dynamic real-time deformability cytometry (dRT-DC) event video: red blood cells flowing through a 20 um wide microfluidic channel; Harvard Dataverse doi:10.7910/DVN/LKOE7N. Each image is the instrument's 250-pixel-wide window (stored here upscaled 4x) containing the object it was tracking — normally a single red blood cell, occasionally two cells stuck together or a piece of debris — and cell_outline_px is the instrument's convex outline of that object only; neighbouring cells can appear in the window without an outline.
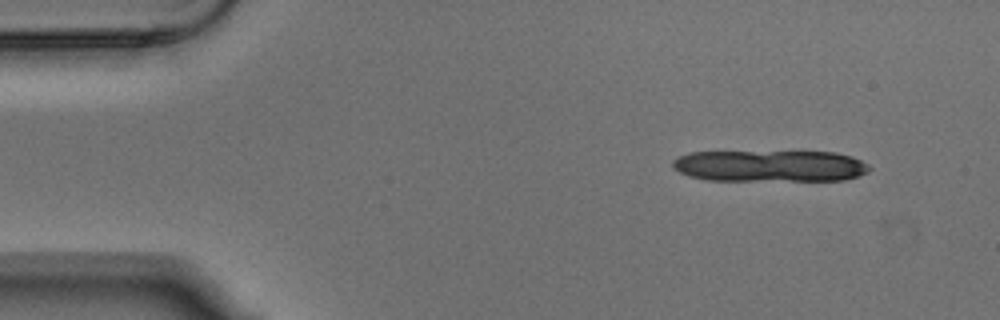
{"species": "Egyptian fruit bat (a non-hibernating species)", "species_latin": "Rousettus aegyptiacus", "temperature_condition": "warm", "stored_images_in_passage": 4, "camera_frame_rate_fps": 3000, "um_per_image_px": 0.085, "animal": {"sex": "male"}, "frame": {"image": 1, "passage_image": 1, "time_ms": 0.0, "image_size_px": [1000, 320], "cell_outline_px": [[872, 168], [868, 172], [860, 176], [844, 180], [708, 180], [688, 176], [672, 168], [672, 160], [676, 156], [688, 152], [836, 152], [852, 156], [868, 164]], "centroid_in_image_um": [65.44, 14.1], "position_along_channel_um": 19.6, "area_um2": 36.47}}
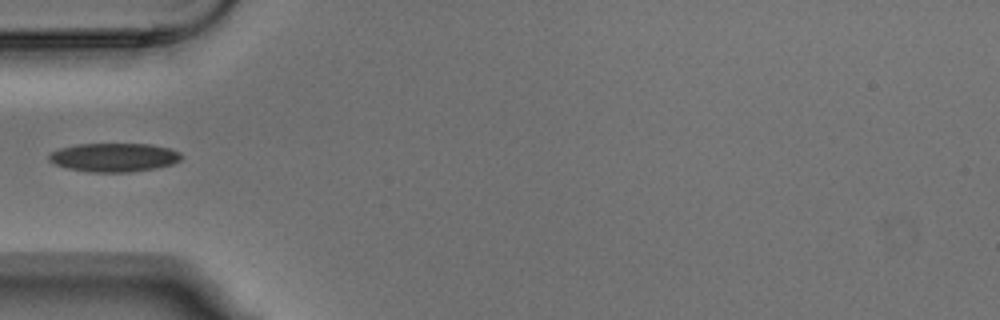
{"frame": {"image": 2, "passage_image": 4, "time_ms": 1.0, "image_size_px": [1000, 320], "cell_outline_px": [[184, 156], [180, 160], [172, 164], [156, 168], [128, 172], [88, 172], [68, 168], [56, 164], [48, 160], [48, 156], [52, 152], [60, 148], [76, 144], [152, 144], [168, 148], [180, 152]], "centroid_in_image_um": [9.71, 13.37], "position_along_channel_um": 75.3, "area_um2": 22.14}}